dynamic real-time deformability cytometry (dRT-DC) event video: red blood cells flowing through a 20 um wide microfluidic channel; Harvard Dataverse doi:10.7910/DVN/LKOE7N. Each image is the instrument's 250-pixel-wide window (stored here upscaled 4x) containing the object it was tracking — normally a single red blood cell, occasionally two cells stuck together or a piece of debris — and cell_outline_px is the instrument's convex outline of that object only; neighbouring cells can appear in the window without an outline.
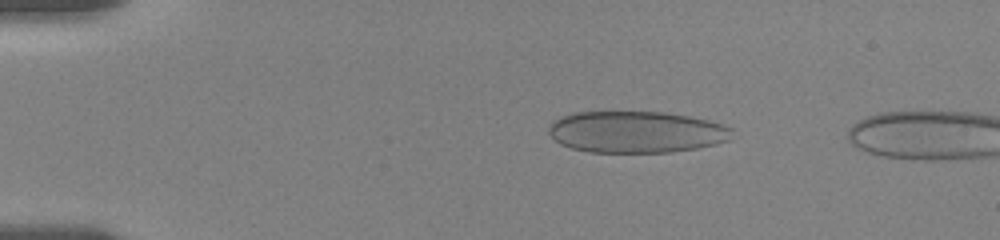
{"species": "human", "species_latin": "Homo sapiens", "temperature_condition": "room temperature", "stored_images_in_passage": 10, "camera_frame_rate_fps": 3000, "um_per_image_px": 0.085, "donor": {"sex": "female"}, "frame": {"image": 1, "passage_image": 8, "time_ms": 3.0, "image_size_px": [1000, 240], "cell_outline_px": [[732, 140], [716, 144], [696, 148], [672, 152], [588, 152], [572, 148], [560, 144], [548, 132], [548, 124], [552, 120], [560, 116], [572, 112], [664, 112], [688, 116], [708, 120], [724, 124], [732, 128]], "centroid_in_image_um": [54.08, 11.21], "position_along_channel_um": 30.9, "area_um2": 44.85}}